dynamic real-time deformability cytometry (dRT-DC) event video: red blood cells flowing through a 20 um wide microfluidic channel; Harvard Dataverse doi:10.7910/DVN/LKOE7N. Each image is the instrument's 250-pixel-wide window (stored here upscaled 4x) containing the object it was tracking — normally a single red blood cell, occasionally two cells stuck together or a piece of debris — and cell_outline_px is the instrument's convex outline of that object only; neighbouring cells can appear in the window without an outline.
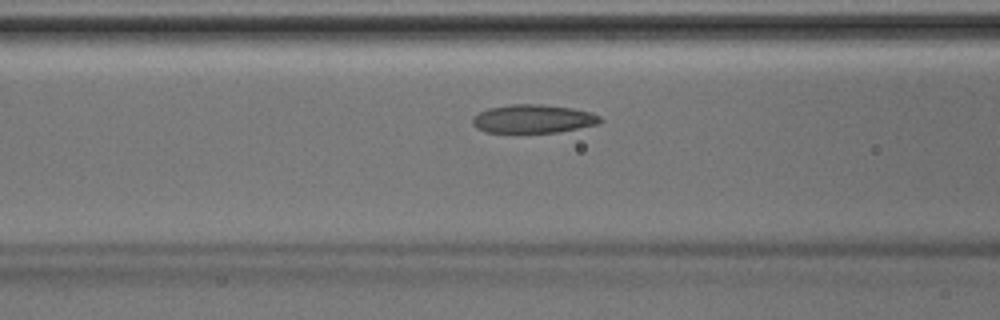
{"species": "Egyptian fruit bat (a non-hibernating species)", "species_latin": "Rousettus aegyptiacus", "temperature_condition": "room temperature", "stored_images_in_passage": 40, "camera_frame_rate_fps": 3000, "um_per_image_px": 0.085, "animal": {"sex": "male"}, "frame": {"image": 1, "passage_image": 14, "time_ms": 4.333, "image_size_px": [1000, 320], "cell_outline_px": [[604, 120], [600, 124], [556, 132], [484, 132], [476, 128], [472, 124], [472, 116], [488, 108], [512, 104], [544, 104], [572, 108], [588, 112], [600, 116]], "centroid_in_image_um": [45.31, 10.1], "position_along_channel_um": 121.3, "area_um2": 21.21}}
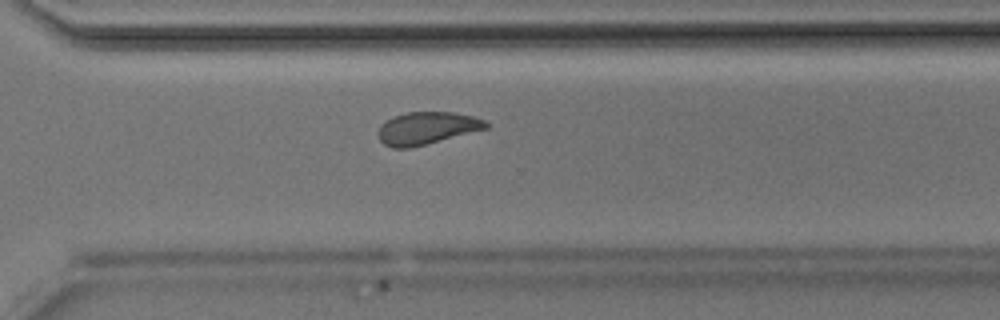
{"frame": {"image": 2, "passage_image": 28, "time_ms": 9.0, "image_size_px": [1000, 320], "cell_outline_px": [[488, 128], [408, 148], [392, 148], [384, 144], [380, 140], [380, 124], [392, 116], [404, 112], [452, 112], [472, 116], [484, 120], [488, 124]], "centroid_in_image_um": [36.25, 10.87], "position_along_channel_um": 334.3, "area_um2": 20.06}}
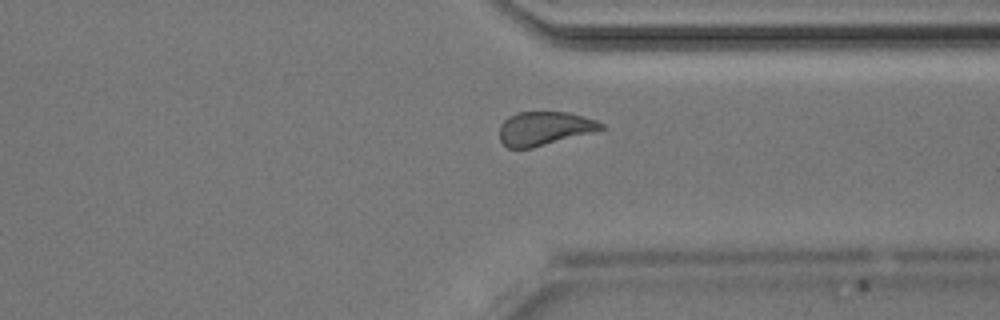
{"frame": {"image": 3, "passage_image": 30, "time_ms": 9.667, "image_size_px": [1000, 320], "cell_outline_px": [[604, 128], [592, 132], [532, 148], [508, 148], [500, 140], [500, 124], [508, 116], [516, 112], [568, 112], [584, 116], [596, 120], [604, 124]], "centroid_in_image_um": [46.25, 10.9], "position_along_channel_um": 365.2, "area_um2": 19.88}}